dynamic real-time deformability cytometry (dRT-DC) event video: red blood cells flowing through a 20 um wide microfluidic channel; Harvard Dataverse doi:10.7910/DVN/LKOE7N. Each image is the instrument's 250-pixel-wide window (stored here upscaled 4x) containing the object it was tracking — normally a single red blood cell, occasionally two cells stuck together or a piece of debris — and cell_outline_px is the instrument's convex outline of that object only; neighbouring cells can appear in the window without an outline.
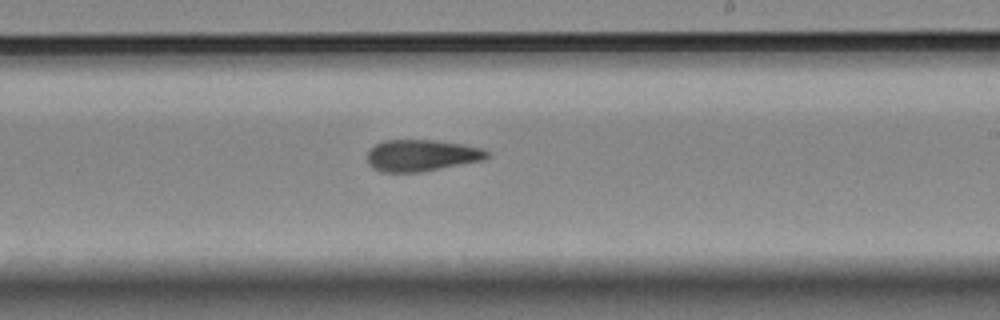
{"species": "Egyptian fruit bat (a non-hibernating species)", "species_latin": "Rousettus aegyptiacus", "temperature_condition": "room temperature", "stored_images_in_passage": 8, "camera_frame_rate_fps": 3000, "um_per_image_px": 0.085, "animal": {"sex": "female"}, "frame": {"image": 1, "passage_image": 8, "time_ms": 9.667, "image_size_px": [1000, 320], "cell_outline_px": [[492, 156], [484, 160], [420, 172], [380, 172], [372, 168], [368, 164], [368, 152], [376, 144], [384, 140], [436, 140], [464, 144], [484, 148], [492, 152]], "centroid_in_image_um": [35.9, 13.21], "position_along_channel_um": 253.1, "area_um2": 22.37}}